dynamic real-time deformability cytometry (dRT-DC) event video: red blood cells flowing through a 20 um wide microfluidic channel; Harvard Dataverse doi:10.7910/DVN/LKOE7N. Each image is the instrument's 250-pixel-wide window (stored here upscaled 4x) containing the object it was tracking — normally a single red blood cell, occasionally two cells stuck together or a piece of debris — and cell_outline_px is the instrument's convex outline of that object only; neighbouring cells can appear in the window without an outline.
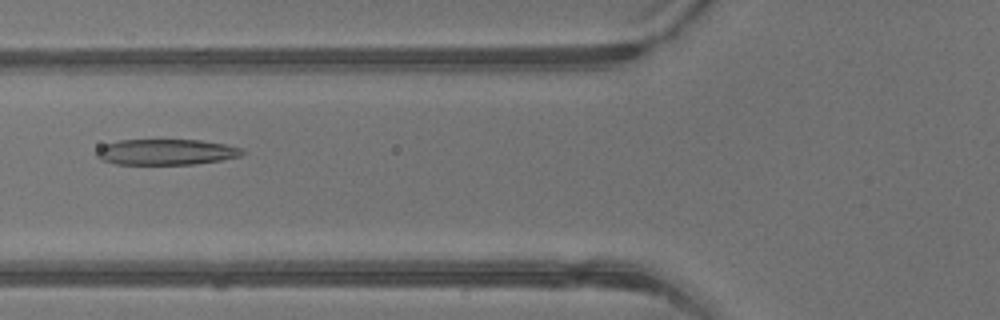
{"species": "common noctule bat (a hibernating species)", "species_latin": "Nyctalus noctula", "temperature_condition": "warm", "stored_images_in_passage": 5, "camera_frame_rate_fps": 3000, "um_per_image_px": 0.085, "animal": {"sex": "male", "body_mass_g": 13.3}, "frame": {"image": 1, "passage_image": 5, "time_ms": 1.333, "image_size_px": [1000, 320], "cell_outline_px": [[244, 152], [240, 156], [220, 160], [196, 164], [116, 164], [100, 160], [96, 156], [96, 148], [104, 144], [120, 140], [200, 140], [224, 144], [240, 148]], "centroid_in_image_um": [14.05, 12.92], "position_along_channel_um": 111.8, "area_um2": 21.85}}